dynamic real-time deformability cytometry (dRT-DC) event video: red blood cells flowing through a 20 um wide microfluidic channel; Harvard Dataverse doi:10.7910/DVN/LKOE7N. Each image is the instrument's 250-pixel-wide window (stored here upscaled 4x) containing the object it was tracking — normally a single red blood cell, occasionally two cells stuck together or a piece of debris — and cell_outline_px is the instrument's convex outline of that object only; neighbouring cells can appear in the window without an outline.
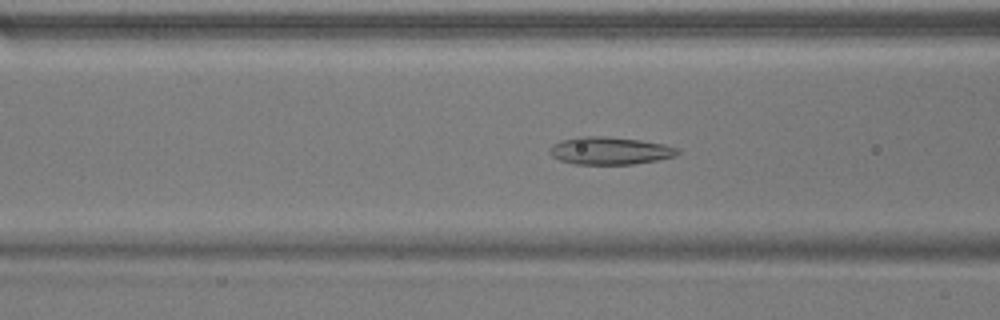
{"species": "common noctule bat (a hibernating species)", "species_latin": "Nyctalus noctula", "temperature_condition": "warm", "stored_images_in_passage": 51, "camera_frame_rate_fps": 3000, "um_per_image_px": 0.085, "animal": {"sex": "male", "body_mass_g": 17.9}, "frame": {"image": 1, "passage_image": 19, "time_ms": 6.0, "image_size_px": [1000, 320], "cell_outline_px": [[680, 152], [676, 156], [656, 160], [632, 164], [576, 164], [560, 160], [552, 156], [548, 152], [548, 148], [552, 144], [560, 140], [580, 136], [608, 136], [640, 140], [664, 144], [676, 148]], "centroid_in_image_um": [51.79, 12.8], "position_along_channel_um": 114.8, "area_um2": 20.63}}
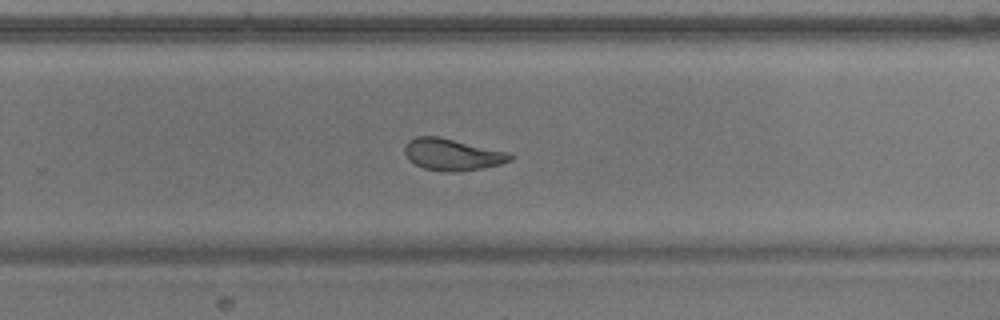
{"frame": {"image": 2, "passage_image": 33, "time_ms": 10.667, "image_size_px": [1000, 320], "cell_outline_px": [[516, 156], [512, 160], [500, 164], [480, 168], [456, 172], [444, 172], [424, 168], [408, 160], [404, 152], [404, 148], [408, 140], [416, 136], [436, 136], [512, 152]], "centroid_in_image_um": [38.48, 13.13], "position_along_channel_um": 291.3, "area_um2": 19.71}}
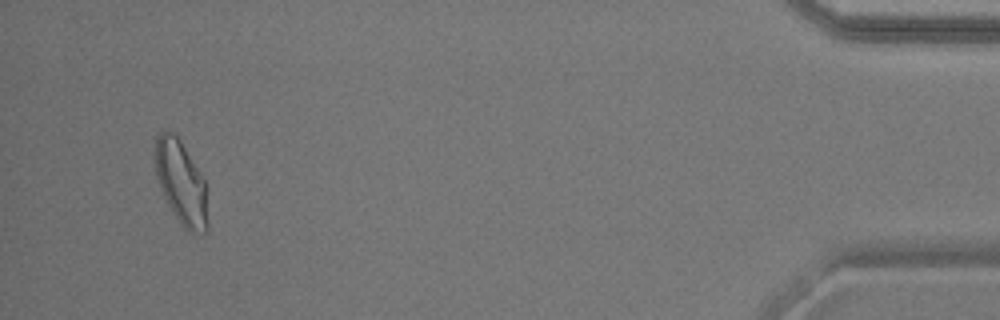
{"frame": {"image": 3, "passage_image": 49, "time_ms": 16.0, "image_size_px": [1000, 320], "cell_outline_px": [[208, 232], [192, 232], [184, 228], [180, 224], [168, 204], [160, 188], [156, 172], [156, 136], [160, 132], [168, 128], [176, 132], [204, 180], [208, 188]], "centroid_in_image_um": [15.43, 15.52], "position_along_channel_um": 419.8, "area_um2": 25.95}, "authors_computed_cell_mechanics": {"area_um2": 21.8484, "velocity_mm_per_s": 3.7876, "shape_relaxation_time_tau1_ms": 9.5521, "shape_relaxation_time_tau2_ms": 1.5997, "deformation_change_tau1": 0.2048, "deformation_change_tau2": 0.085}}